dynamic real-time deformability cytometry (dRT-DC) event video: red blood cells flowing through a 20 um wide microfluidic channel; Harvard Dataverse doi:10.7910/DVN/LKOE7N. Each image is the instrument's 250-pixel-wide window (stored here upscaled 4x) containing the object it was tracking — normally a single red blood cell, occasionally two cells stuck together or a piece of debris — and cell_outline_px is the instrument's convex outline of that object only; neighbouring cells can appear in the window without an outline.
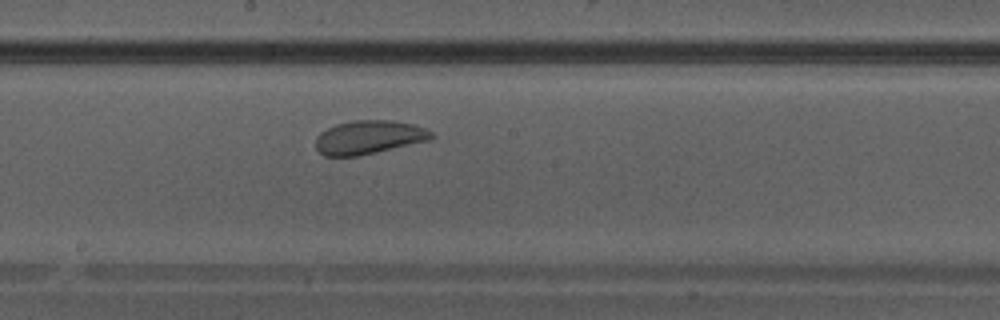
{"species": "Egyptian fruit bat (a non-hibernating species)", "species_latin": "Rousettus aegyptiacus", "temperature_condition": "warm", "stored_images_in_passage": 35, "camera_frame_rate_fps": 3000, "um_per_image_px": 0.085, "animal": {"sex": "male"}, "frame": {"image": 1, "passage_image": 16, "time_ms": 5.0, "image_size_px": [1000, 320], "cell_outline_px": [[436, 136], [432, 140], [360, 156], [324, 156], [316, 148], [316, 136], [320, 132], [336, 124], [352, 120], [392, 120], [412, 124], [424, 128], [432, 132]], "centroid_in_image_um": [31.38, 11.67], "position_along_channel_um": 216.8, "area_um2": 22.95}}